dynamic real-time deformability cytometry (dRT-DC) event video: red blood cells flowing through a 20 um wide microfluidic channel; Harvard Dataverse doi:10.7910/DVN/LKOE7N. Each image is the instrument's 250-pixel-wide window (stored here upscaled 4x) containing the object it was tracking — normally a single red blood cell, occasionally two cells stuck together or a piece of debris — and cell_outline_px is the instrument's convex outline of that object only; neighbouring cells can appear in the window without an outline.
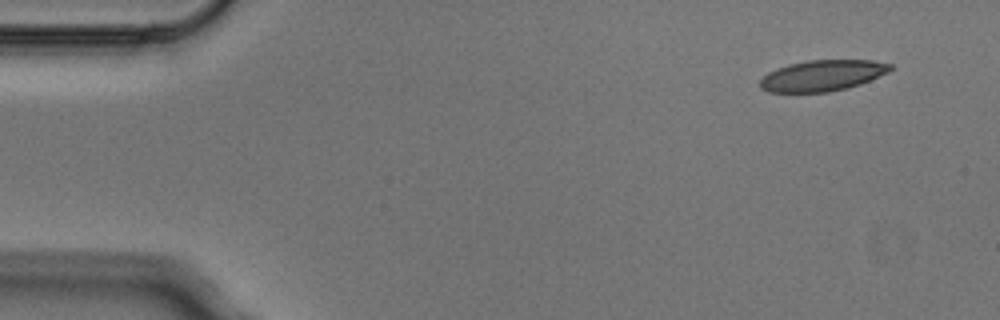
{"species": "Egyptian fruit bat (a non-hibernating species)", "species_latin": "Rousettus aegyptiacus", "temperature_condition": "cold", "stored_images_in_passage": 3, "camera_frame_rate_fps": 3000, "um_per_image_px": 0.085, "animal": {"sex": "male"}, "frame": {"image": 1, "passage_image": 1, "time_ms": 0.0, "image_size_px": [1000, 320], "cell_outline_px": [[892, 68], [888, 72], [860, 84], [828, 92], [768, 92], [760, 88], [760, 80], [768, 72], [776, 68], [788, 64], [808, 60], [872, 60], [892, 64]], "centroid_in_image_um": [69.87, 6.41], "position_along_channel_um": 15.1, "area_um2": 23.41}}
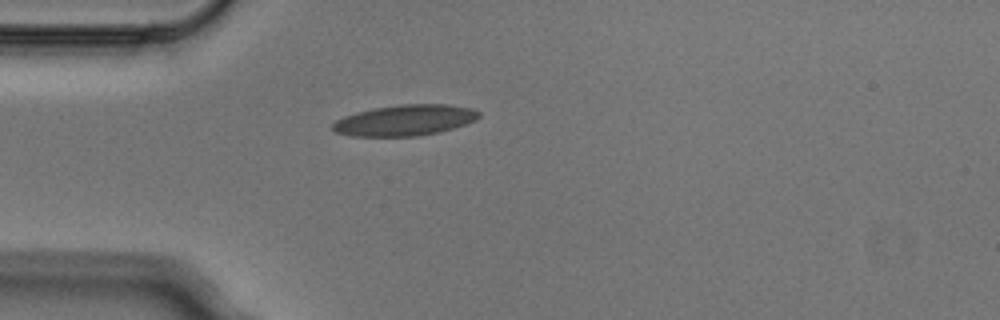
{"frame": {"image": 2, "passage_image": 3, "time_ms": 0.667, "image_size_px": [1000, 320], "cell_outline_px": [[480, 116], [476, 120], [440, 132], [416, 136], [352, 136], [336, 132], [332, 128], [332, 124], [336, 120], [344, 116], [356, 112], [376, 108], [404, 104], [448, 104], [472, 108], [480, 112]], "centroid_in_image_um": [34.43, 10.22], "position_along_channel_um": 50.6, "area_um2": 26.18}}